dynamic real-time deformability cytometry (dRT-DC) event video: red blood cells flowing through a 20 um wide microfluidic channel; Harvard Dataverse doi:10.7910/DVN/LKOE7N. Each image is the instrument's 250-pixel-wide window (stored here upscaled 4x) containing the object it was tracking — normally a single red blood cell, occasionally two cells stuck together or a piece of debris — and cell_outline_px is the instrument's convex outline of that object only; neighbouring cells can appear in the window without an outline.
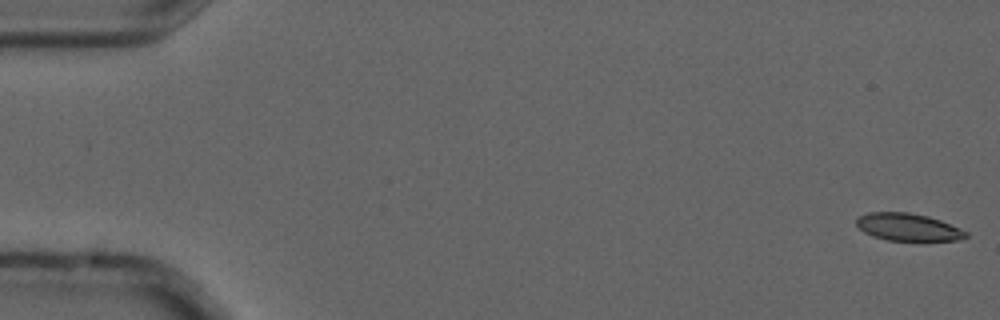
{"species": "common noctule bat (a hibernating species)", "species_latin": "Nyctalus noctula", "temperature_condition": "cold", "stored_images_in_passage": 7, "camera_frame_rate_fps": 3000, "um_per_image_px": 0.085, "animal": {"sex": "male", "forearm_length_mm": 52.5}, "frame": {"image": 1, "passage_image": 1, "time_ms": 0.0, "image_size_px": [1000, 320], "cell_outline_px": [[968, 236], [960, 240], [888, 240], [872, 236], [864, 232], [856, 224], [856, 220], [860, 216], [868, 212], [908, 212], [928, 216], [940, 220], [960, 228], [968, 232]], "centroid_in_image_um": [77.19, 19.3], "position_along_channel_um": 7.8, "area_um2": 17.4}}
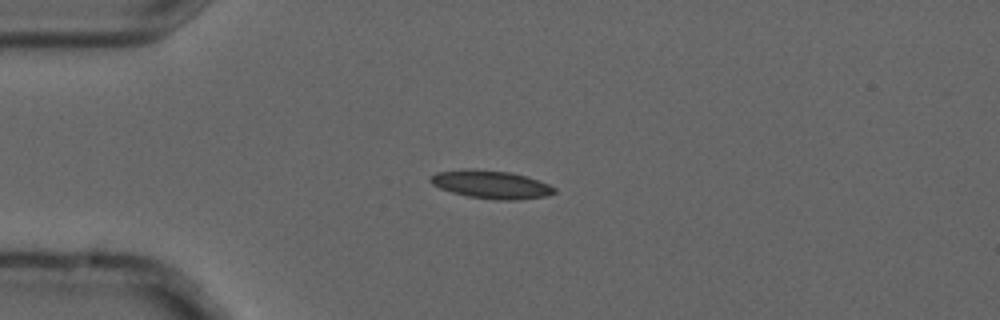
{"frame": {"image": 2, "passage_image": 5, "time_ms": 1.333, "image_size_px": [1000, 320], "cell_outline_px": [[556, 192], [548, 196], [516, 200], [496, 200], [468, 196], [452, 192], [440, 188], [432, 184], [428, 180], [436, 172], [464, 168], [508, 172], [524, 176], [548, 184], [556, 188]], "centroid_in_image_um": [41.72, 15.69], "position_along_channel_um": 43.3, "area_um2": 20.17}}
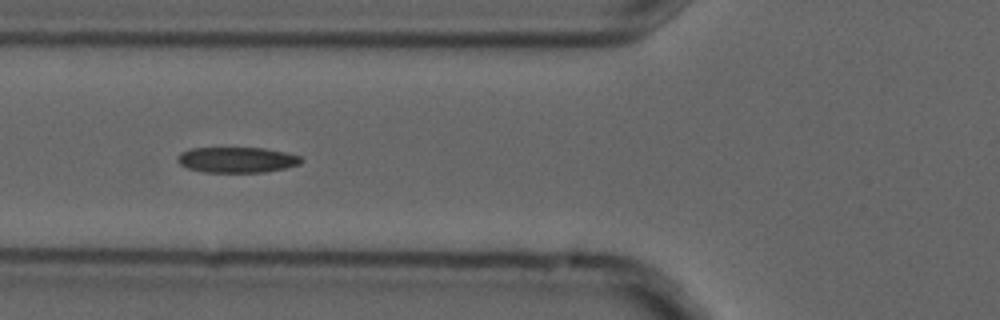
{"frame": {"image": 3, "passage_image": 7, "time_ms": 2.0, "image_size_px": [1000, 320], "cell_outline_px": [[304, 160], [300, 164], [284, 168], [264, 172], [204, 172], [188, 168], [180, 164], [176, 160], [176, 156], [180, 152], [192, 148], [264, 148], [284, 152], [300, 156]], "centroid_in_image_um": [20.11, 13.58], "position_along_channel_um": 105.7, "area_um2": 18.44}}